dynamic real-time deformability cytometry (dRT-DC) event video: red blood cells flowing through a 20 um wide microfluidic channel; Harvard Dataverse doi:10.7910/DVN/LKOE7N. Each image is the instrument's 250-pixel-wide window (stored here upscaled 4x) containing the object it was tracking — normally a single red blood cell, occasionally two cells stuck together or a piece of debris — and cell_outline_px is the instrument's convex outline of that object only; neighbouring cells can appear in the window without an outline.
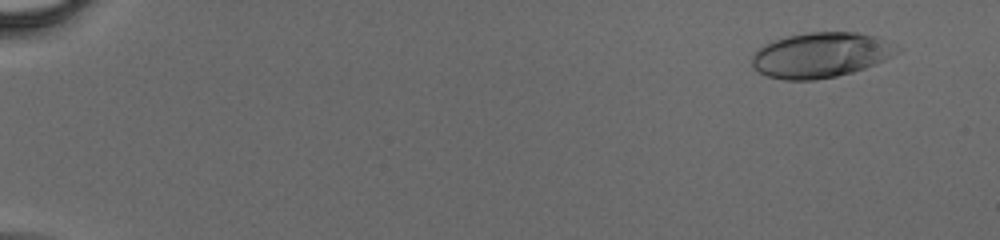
{"species": "human", "species_latin": "Homo sapiens", "temperature_condition": "cold", "stored_images_in_passage": 47, "camera_frame_rate_fps": 3000, "um_per_image_px": 0.085, "donor": {"sex": "male"}, "frame": {"image": 1, "passage_image": 4, "time_ms": 1.0, "image_size_px": [1000, 240], "cell_outline_px": [[904, 48], [900, 52], [876, 64], [852, 72], [836, 76], [816, 80], [784, 80], [768, 76], [752, 68], [752, 56], [764, 44], [772, 40], [788, 36], [812, 32], [856, 32], [876, 36]], "centroid_in_image_um": [69.8, 4.68], "position_along_channel_um": 15.2, "area_um2": 38.32}}
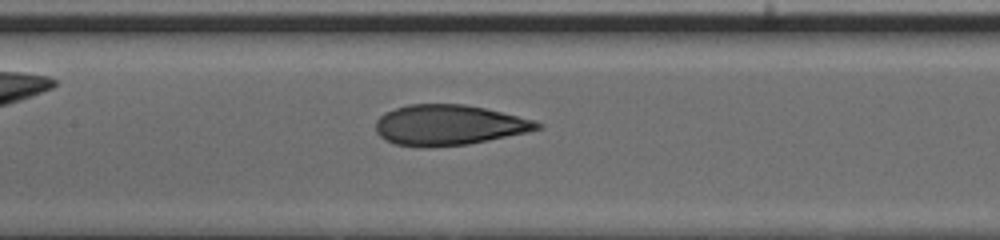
{"frame": {"image": 2, "passage_image": 25, "time_ms": 8.0, "image_size_px": [1000, 240], "cell_outline_px": [[544, 128], [528, 132], [468, 144], [428, 148], [420, 148], [396, 144], [380, 136], [376, 132], [376, 120], [384, 112], [408, 104], [464, 104], [484, 108], [536, 120], [544, 124]], "centroid_in_image_um": [38.17, 10.63], "position_along_channel_um": 169.2, "area_um2": 38.26}}
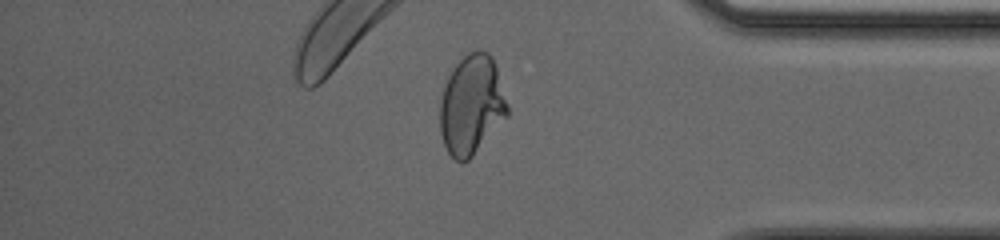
{"frame": {"image": 3, "passage_image": 41, "time_ms": 13.333, "image_size_px": [1000, 240], "cell_outline_px": [[508, 116], [472, 156], [464, 164], [460, 164], [448, 152], [444, 144], [440, 132], [440, 100], [448, 76], [456, 64], [468, 52], [480, 48], [488, 52], [492, 56], [496, 68], [508, 108]], "centroid_in_image_um": [40.07, 8.93], "position_along_channel_um": 395.1, "area_um2": 38.96}}